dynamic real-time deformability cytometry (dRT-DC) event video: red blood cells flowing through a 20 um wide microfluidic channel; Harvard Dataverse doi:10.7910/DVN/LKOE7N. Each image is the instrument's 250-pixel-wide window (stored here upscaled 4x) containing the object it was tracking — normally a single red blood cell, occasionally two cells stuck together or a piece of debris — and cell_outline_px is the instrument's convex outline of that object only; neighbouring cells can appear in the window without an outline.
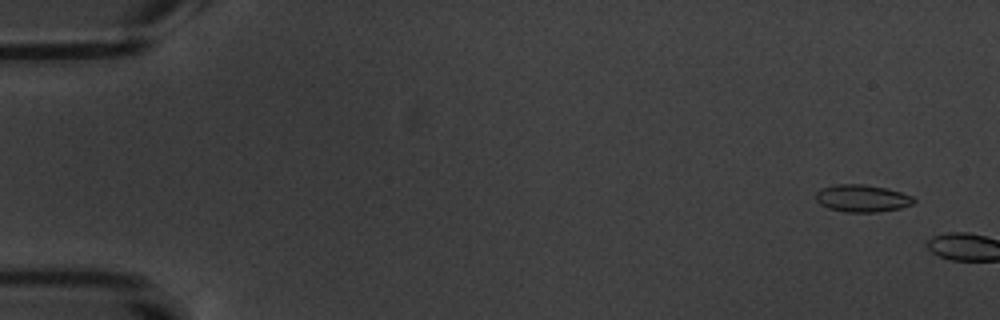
{"species": "common noctule bat (a hibernating species)", "species_latin": "Nyctalus noctula", "temperature_condition": "warm", "stored_images_in_passage": 2, "camera_frame_rate_fps": 3000, "um_per_image_px": 0.085, "animal": {"sex": "male", "body_mass_g": 20.1, "forearm_length_mm": 53.5}, "frame": {"image": 1, "passage_image": 1, "time_ms": 0.0, "image_size_px": [1000, 320], "cell_outline_px": [[916, 200], [912, 204], [900, 208], [876, 212], [844, 212], [828, 208], [820, 204], [816, 200], [816, 192], [820, 188], [836, 184], [864, 184], [888, 188], [912, 196]], "centroid_in_image_um": [73.26, 16.85], "position_along_channel_um": 11.7, "area_um2": 15.66}}